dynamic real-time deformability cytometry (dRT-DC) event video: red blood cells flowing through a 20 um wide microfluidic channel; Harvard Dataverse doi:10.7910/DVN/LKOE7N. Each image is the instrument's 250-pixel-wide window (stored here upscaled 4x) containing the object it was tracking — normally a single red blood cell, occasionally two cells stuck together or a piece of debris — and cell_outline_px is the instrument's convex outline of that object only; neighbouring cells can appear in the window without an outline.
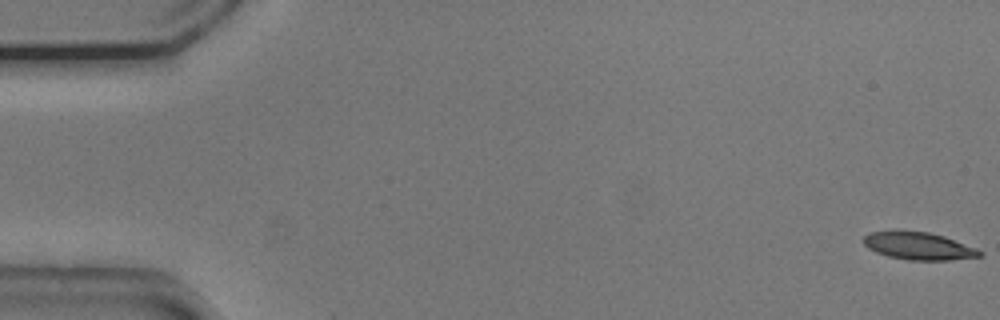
{"species": "common noctule bat (a hibernating species)", "species_latin": "Nyctalus noctula", "temperature_condition": "cold", "stored_images_in_passage": 15, "camera_frame_rate_fps": 3000, "um_per_image_px": 0.085, "animal": {"sex": "male", "body_mass_g": 20.5, "forearm_length_mm": 52.5}, "frame": {"image": 1, "passage_image": 1, "time_ms": 0.0, "image_size_px": [1000, 320], "cell_outline_px": [[984, 256], [948, 260], [908, 260], [888, 256], [876, 252], [868, 248], [864, 244], [864, 236], [872, 232], [896, 228], [928, 232], [944, 236], [976, 248], [984, 252]], "centroid_in_image_um": [78.06, 20.88], "position_along_channel_um": 6.9, "area_um2": 19.07}}